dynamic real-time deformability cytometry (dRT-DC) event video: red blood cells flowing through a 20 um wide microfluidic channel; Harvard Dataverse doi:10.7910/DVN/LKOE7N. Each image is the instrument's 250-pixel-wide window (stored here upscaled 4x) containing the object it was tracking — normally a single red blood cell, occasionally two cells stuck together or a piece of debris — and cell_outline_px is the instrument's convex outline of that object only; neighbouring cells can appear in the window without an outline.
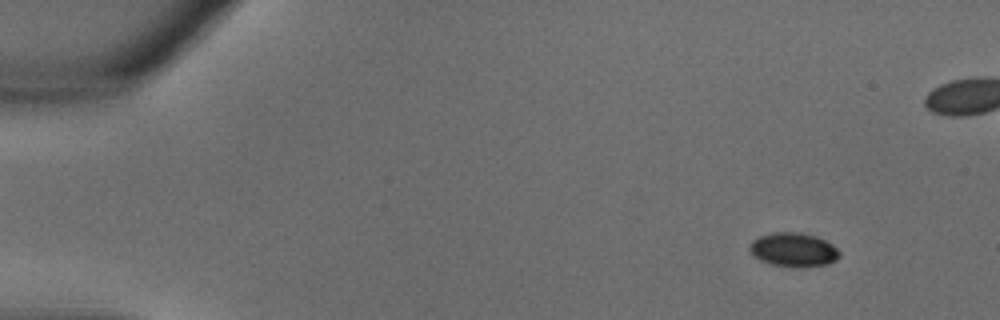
{"species": "common noctule bat (a hibernating species)", "species_latin": "Nyctalus noctula", "temperature_condition": "warm", "stored_images_in_passage": 35, "camera_frame_rate_fps": 3000, "um_per_image_px": 0.085, "animal": {"sex": "male", "body_mass_g": 18.8}, "frame": {"image": 1, "passage_image": 3, "time_ms": 0.667, "image_size_px": [1000, 320], "cell_outline_px": [[840, 256], [836, 260], [828, 264], [800, 268], [792, 268], [772, 264], [760, 260], [748, 248], [752, 240], [760, 236], [772, 232], [800, 232], [816, 236], [832, 244], [840, 252]], "centroid_in_image_um": [67.47, 21.23], "position_along_channel_um": 17.5, "area_um2": 17.92}}
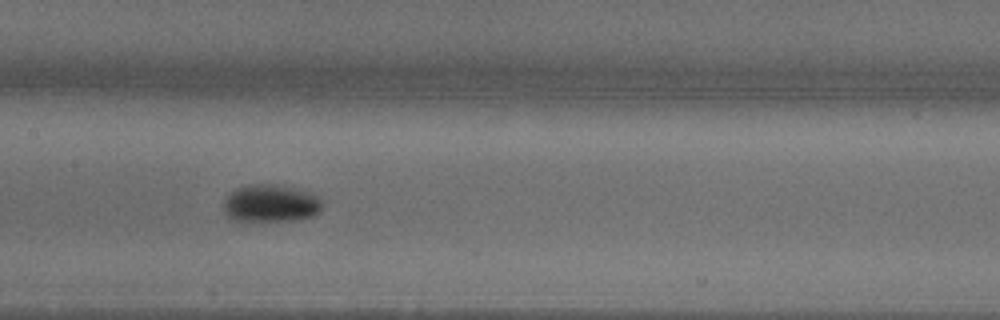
{"frame": {"image": 2, "passage_image": 17, "time_ms": 5.333, "image_size_px": [1000, 320], "cell_outline_px": [[320, 212], [312, 216], [300, 220], [244, 224], [240, 224], [228, 216], [224, 212], [224, 200], [236, 188], [244, 184], [276, 184], [312, 192], [320, 200]], "centroid_in_image_um": [22.96, 17.34], "position_along_channel_um": 184.4, "area_um2": 22.48}}
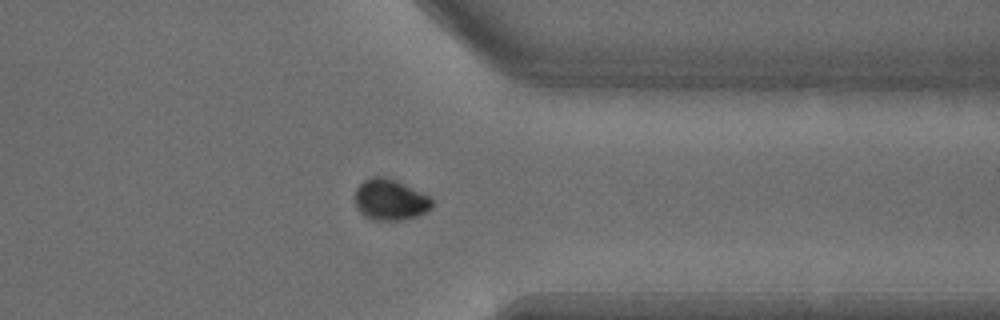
{"frame": {"image": 3, "passage_image": 27, "time_ms": 8.667, "image_size_px": [1000, 320], "cell_outline_px": [[432, 208], [428, 212], [420, 216], [404, 220], [372, 220], [364, 216], [356, 208], [356, 188], [364, 180], [372, 176], [384, 176], [396, 180], [432, 196]], "centroid_in_image_um": [33.21, 16.99], "position_along_channel_um": 378.2, "area_um2": 18.84}}